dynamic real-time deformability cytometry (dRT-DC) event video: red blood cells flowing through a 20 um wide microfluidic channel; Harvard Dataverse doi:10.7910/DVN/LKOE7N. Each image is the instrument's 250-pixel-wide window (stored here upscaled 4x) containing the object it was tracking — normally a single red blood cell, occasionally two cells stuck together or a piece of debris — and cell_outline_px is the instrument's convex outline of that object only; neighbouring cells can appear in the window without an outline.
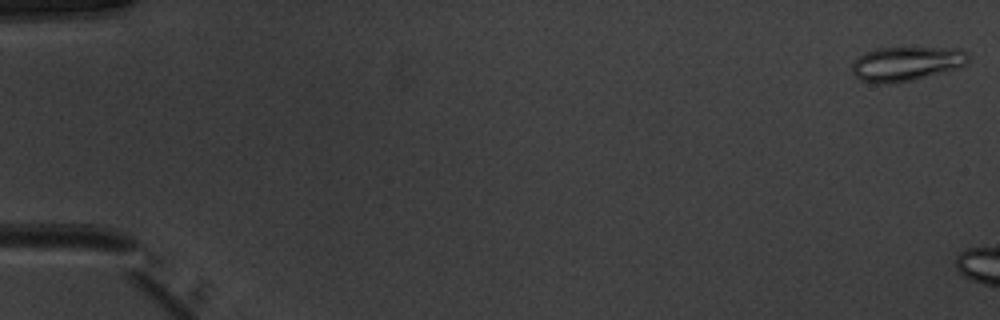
{"species": "common noctule bat (a hibernating species)", "species_latin": "Nyctalus noctula", "temperature_condition": "warm", "stored_images_in_passage": 5, "camera_frame_rate_fps": 3000, "um_per_image_px": 0.085, "animal": {"sex": "male", "body_mass_g": 20.1, "forearm_length_mm": 53.5}, "frame": {"image": 1, "passage_image": 1, "time_ms": 0.0, "image_size_px": [1000, 320], "cell_outline_px": [[968, 64], [912, 80], [892, 84], [876, 84], [860, 80], [852, 72], [852, 64], [864, 52], [876, 48], [960, 48], [968, 52]], "centroid_in_image_um": [77.01, 5.41], "position_along_channel_um": 8.0, "area_um2": 23.18}}